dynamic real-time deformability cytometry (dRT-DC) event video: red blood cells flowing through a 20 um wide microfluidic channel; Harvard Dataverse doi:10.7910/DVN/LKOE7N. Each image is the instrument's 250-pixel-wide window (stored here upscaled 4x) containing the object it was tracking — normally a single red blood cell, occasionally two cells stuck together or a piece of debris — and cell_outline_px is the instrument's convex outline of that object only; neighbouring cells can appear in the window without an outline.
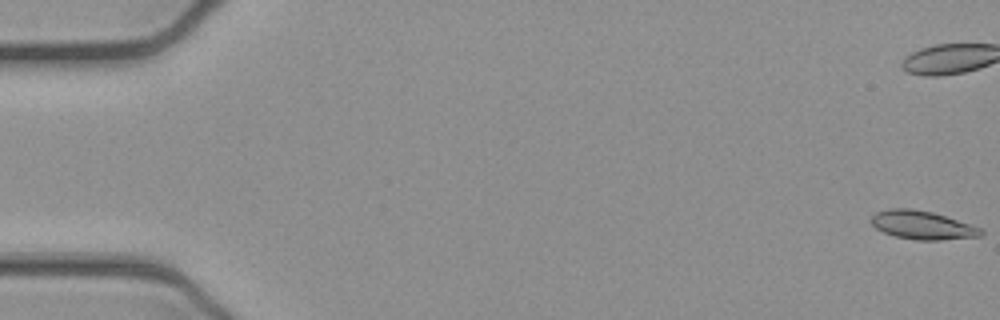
{"species": "common noctule bat (a hibernating species)", "species_latin": "Nyctalus noctula", "temperature_condition": "cold", "stored_images_in_passage": 54, "camera_frame_rate_fps": 3000, "um_per_image_px": 0.085, "animal": {"sex": "female", "body_mass_g": 21.9}, "frame": {"image": 1, "passage_image": 1, "time_ms": 0.0, "image_size_px": [1000, 320], "cell_outline_px": [[984, 232], [980, 236], [940, 240], [916, 240], [896, 236], [884, 232], [876, 228], [872, 224], [872, 216], [876, 212], [892, 208], [912, 208], [932, 212], [980, 228]], "centroid_in_image_um": [78.37, 19.13], "position_along_channel_um": 6.6, "area_um2": 17.86}, "authors_computed_cell_mechanics": {"area_um2": 17.8602, "velocity_mm_per_s": 3.9152, "shape_relaxation_time_tau1_ms": null, "shape_relaxation_time_tau2_ms": 6.6718, "deformation_change_tau1": null, "deformation_change_tau2": 0.1384}}